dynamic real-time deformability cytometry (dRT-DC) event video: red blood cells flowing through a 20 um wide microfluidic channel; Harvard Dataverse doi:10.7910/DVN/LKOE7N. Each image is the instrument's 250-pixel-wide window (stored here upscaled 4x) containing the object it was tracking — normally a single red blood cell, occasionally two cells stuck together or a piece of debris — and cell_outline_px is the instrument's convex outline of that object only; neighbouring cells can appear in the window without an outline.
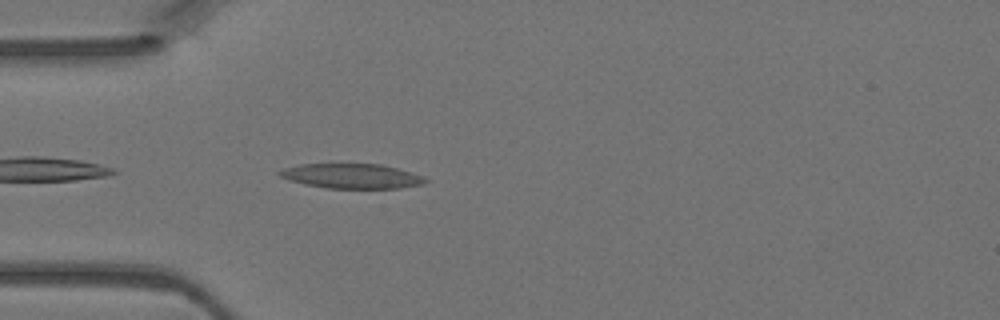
{"species": "Egyptian fruit bat (a non-hibernating species)", "species_latin": "Rousettus aegyptiacus", "temperature_condition": "warm", "stored_images_in_passage": 4, "camera_frame_rate_fps": 3000, "um_per_image_px": 0.085, "animal": {"sex": "female"}, "frame": {"image": 1, "passage_image": 4, "time_ms": 1.0, "image_size_px": [1000, 320], "cell_outline_px": [[428, 180], [424, 184], [400, 188], [328, 188], [304, 184], [288, 180], [280, 176], [276, 172], [284, 168], [300, 164], [380, 164], [396, 168], [420, 176]], "centroid_in_image_um": [29.84, 14.97], "position_along_channel_um": 55.2, "area_um2": 20.81}}